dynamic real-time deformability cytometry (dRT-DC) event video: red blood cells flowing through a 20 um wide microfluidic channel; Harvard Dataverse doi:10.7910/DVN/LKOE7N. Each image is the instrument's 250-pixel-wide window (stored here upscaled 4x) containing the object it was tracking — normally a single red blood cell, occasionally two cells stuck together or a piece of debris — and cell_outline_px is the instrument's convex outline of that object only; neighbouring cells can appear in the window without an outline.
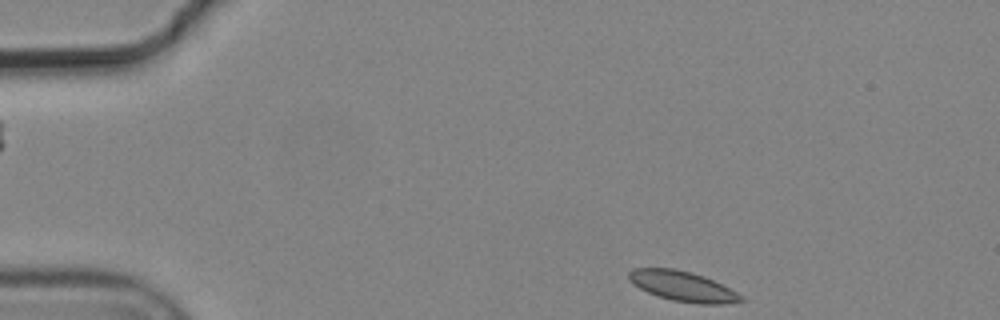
{"species": "common noctule bat (a hibernating species)", "species_latin": "Nyctalus noctula", "temperature_condition": "cold", "stored_images_in_passage": 2, "segment_of_instrument_passage": [2, 2], "camera_frame_rate_fps": 3000, "um_per_image_px": 0.085, "animal": {"sex": "male", "body_mass_g": 19.2, "forearm_length_mm": 51.8}, "frame": {"image": 1, "passage_image": 2, "time_ms": 0.333, "image_size_px": [1000, 320], "cell_outline_px": [[744, 300], [724, 304], [700, 304], [672, 300], [656, 296], [632, 284], [628, 280], [628, 272], [632, 268], [676, 268], [692, 272], [704, 276], [744, 296]], "centroid_in_image_um": [57.98, 24.32], "position_along_channel_um": 27.0, "area_um2": 19.71}}